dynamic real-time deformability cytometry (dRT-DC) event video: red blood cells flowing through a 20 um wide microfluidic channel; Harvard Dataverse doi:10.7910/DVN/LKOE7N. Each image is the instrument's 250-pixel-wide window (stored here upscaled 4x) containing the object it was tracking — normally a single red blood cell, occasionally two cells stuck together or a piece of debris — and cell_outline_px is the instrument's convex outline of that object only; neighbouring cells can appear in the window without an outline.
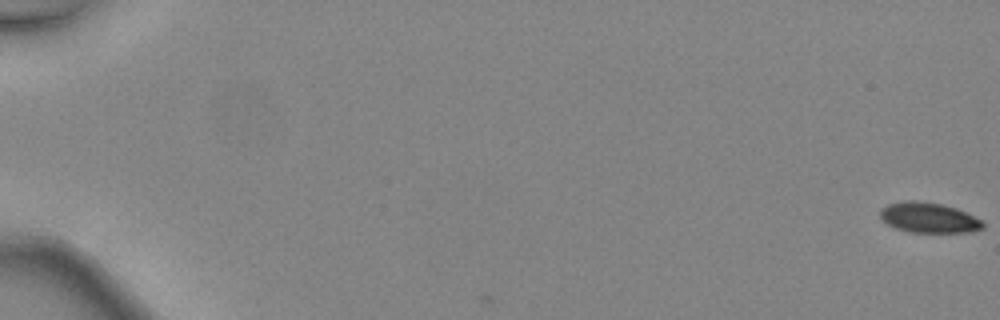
{"species": "common noctule bat (a hibernating species)", "species_latin": "Nyctalus noctula", "temperature_condition": "warm", "stored_images_in_passage": 5, "camera_frame_rate_fps": 3000, "um_per_image_px": 0.085, "animal": {"sex": "female", "body_mass_g": 24.6, "forearm_length_mm": 56.2}, "frame": {"image": 1, "passage_image": 1, "time_ms": 0.0, "image_size_px": [1000, 320], "cell_outline_px": [[984, 228], [972, 232], [908, 232], [896, 228], [880, 220], [880, 208], [888, 204], [904, 200], [916, 200], [940, 204], [956, 208], [980, 220], [984, 224]], "centroid_in_image_um": [78.89, 18.5], "position_along_channel_um": 6.1, "area_um2": 18.09}}